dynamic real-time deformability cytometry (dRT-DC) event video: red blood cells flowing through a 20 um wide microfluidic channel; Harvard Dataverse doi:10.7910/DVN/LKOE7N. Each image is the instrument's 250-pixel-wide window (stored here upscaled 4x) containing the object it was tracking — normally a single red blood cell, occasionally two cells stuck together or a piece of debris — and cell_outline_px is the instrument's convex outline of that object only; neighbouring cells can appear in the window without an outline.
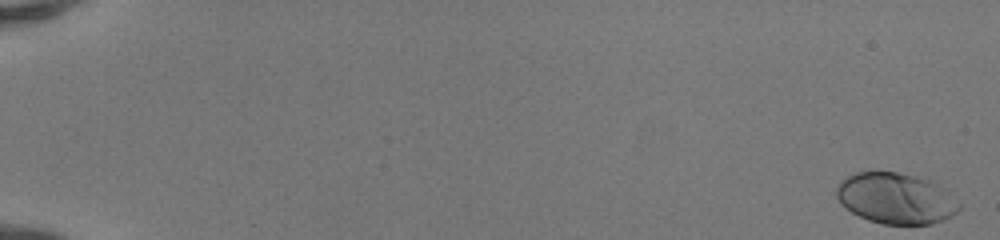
{"species": "human", "species_latin": "Homo sapiens", "temperature_condition": "room temperature", "stored_images_in_passage": 51, "camera_frame_rate_fps": 3000, "um_per_image_px": 0.085, "donor": {"sex": "female"}, "frame": {"image": 1, "passage_image": 1, "time_ms": 0.0, "image_size_px": [1000, 240], "cell_outline_px": [[960, 208], [952, 216], [932, 224], [884, 224], [868, 220], [852, 212], [840, 204], [836, 196], [836, 188], [840, 180], [856, 172], [868, 168], [896, 172], [916, 176], [928, 180], [944, 188], [960, 204]], "centroid_in_image_um": [76.09, 16.83], "position_along_channel_um": 8.9, "area_um2": 36.88}}
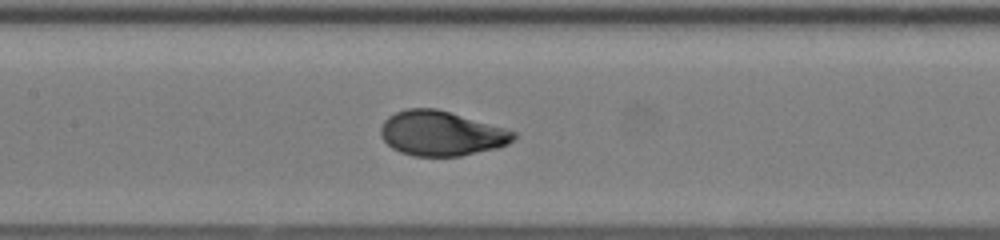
{"frame": {"image": 2, "passage_image": 27, "time_ms": 8.667, "image_size_px": [1000, 240], "cell_outline_px": [[516, 136], [508, 144], [496, 148], [460, 156], [416, 156], [400, 152], [392, 148], [380, 136], [380, 128], [384, 120], [388, 116], [396, 112], [408, 108], [436, 108], [504, 128], [516, 132]], "centroid_in_image_um": [37.47, 11.34], "position_along_channel_um": 169.9, "area_um2": 34.45}}
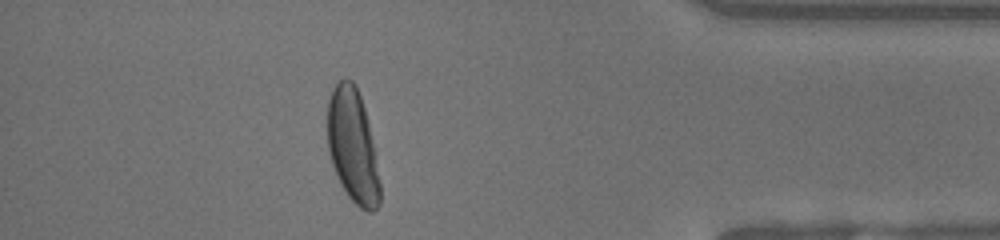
{"frame": {"image": 3, "passage_image": 46, "time_ms": 15.0, "image_size_px": [1000, 240], "cell_outline_px": [[380, 204], [372, 212], [368, 212], [360, 208], [348, 196], [340, 184], [332, 164], [328, 152], [328, 100], [332, 88], [344, 76], [352, 80], [356, 84], [364, 108], [368, 124], [380, 184]], "centroid_in_image_um": [29.96, 12.41], "position_along_channel_um": 405.2, "area_um2": 34.45}, "authors_computed_cell_mechanics": {"area_um2": 35.0846, "velocity_mm_per_s": 4.1679, "shape_relaxation_time_tau1_ms": 2.7776, "shape_relaxation_time_tau2_ms": null, "deformation_change_tau1": 0.1874, "deformation_change_tau2": null}}